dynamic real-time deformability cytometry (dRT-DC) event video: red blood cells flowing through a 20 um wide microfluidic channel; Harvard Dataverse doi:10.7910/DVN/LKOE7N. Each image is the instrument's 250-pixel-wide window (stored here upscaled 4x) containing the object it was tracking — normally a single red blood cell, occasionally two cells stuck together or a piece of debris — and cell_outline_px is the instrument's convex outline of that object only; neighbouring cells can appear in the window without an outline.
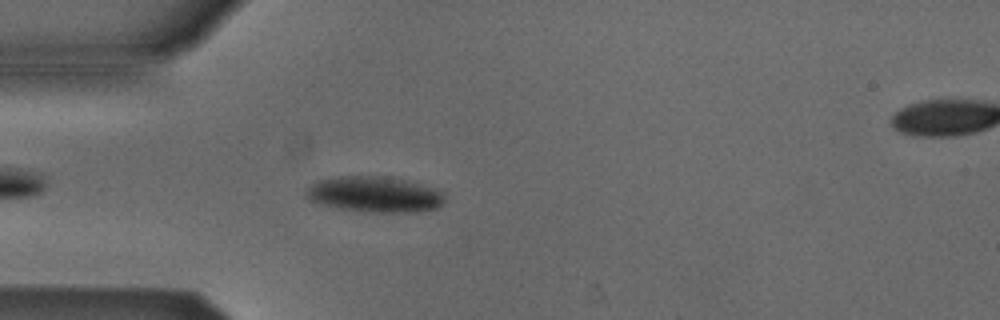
{"species": "Egyptian fruit bat (a non-hibernating species)", "species_latin": "Rousettus aegyptiacus", "temperature_condition": "cold", "stored_images_in_passage": 7, "camera_frame_rate_fps": 3000, "um_per_image_px": 0.085, "animal": {"sex": "male"}, "frame": {"image": 1, "passage_image": 1, "time_ms": 0.0, "image_size_px": [1000, 320], "cell_outline_px": [[444, 204], [436, 208], [420, 212], [368, 212], [332, 208], [308, 200], [304, 192], [316, 180], [344, 176], [380, 176], [400, 180], [416, 184], [444, 192]], "centroid_in_image_um": [31.78, 16.55], "position_along_channel_um": 53.2, "area_um2": 28.78}}
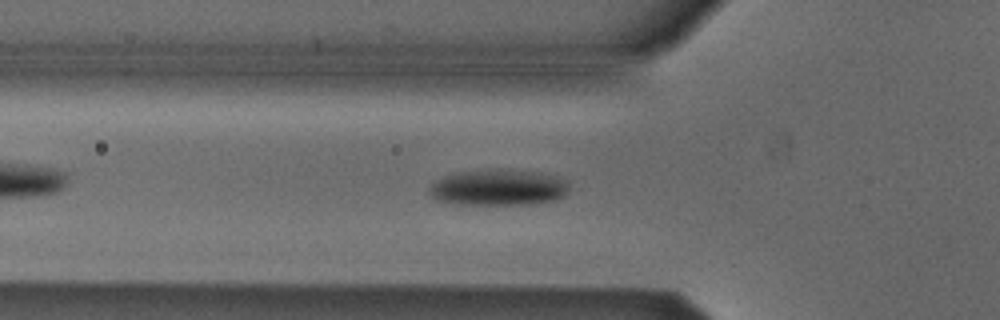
{"frame": {"image": 2, "passage_image": 4, "time_ms": 1.0, "image_size_px": [1000, 320], "cell_outline_px": [[568, 192], [564, 196], [556, 200], [532, 204], [456, 204], [436, 200], [428, 192], [428, 188], [436, 180], [444, 176], [456, 172], [500, 168], [540, 172], [556, 176], [568, 180]], "centroid_in_image_um": [42.38, 15.92], "position_along_channel_um": 83.4, "area_um2": 29.88}}
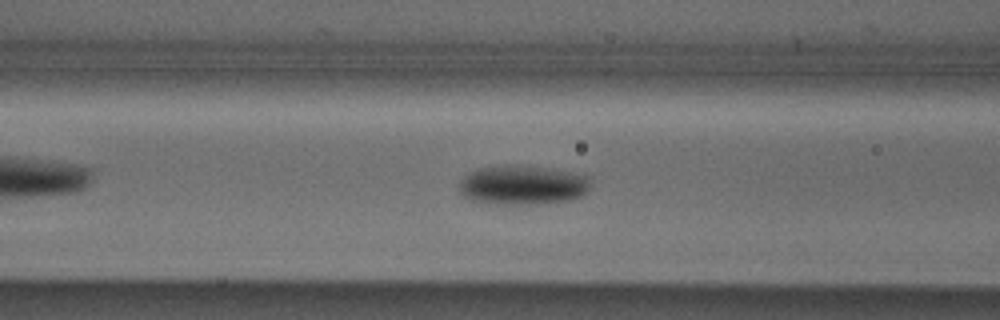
{"frame": {"image": 3, "passage_image": 7, "time_ms": 2.0, "image_size_px": [1000, 320], "cell_outline_px": [[592, 188], [580, 196], [572, 200], [536, 204], [496, 204], [472, 200], [464, 196], [456, 188], [460, 180], [464, 176], [476, 168], [504, 164], [516, 164], [588, 176]], "centroid_in_image_um": [44.36, 15.73], "position_along_channel_um": 122.2, "area_um2": 30.29}}